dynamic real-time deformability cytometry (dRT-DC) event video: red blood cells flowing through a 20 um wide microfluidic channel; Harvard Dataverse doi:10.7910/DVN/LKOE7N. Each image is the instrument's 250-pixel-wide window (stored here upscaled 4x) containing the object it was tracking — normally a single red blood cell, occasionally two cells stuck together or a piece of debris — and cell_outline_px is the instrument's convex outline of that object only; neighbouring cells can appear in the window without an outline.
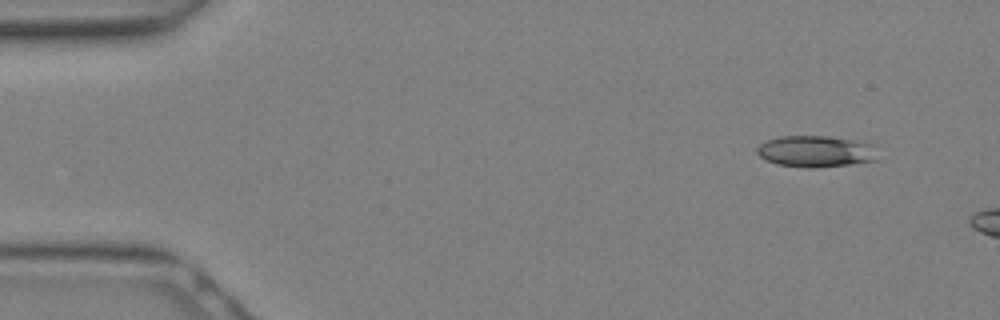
{"species": "Egyptian fruit bat (a non-hibernating species)", "species_latin": "Rousettus aegyptiacus", "temperature_condition": "warm", "stored_images_in_passage": 8, "camera_frame_rate_fps": 3000, "um_per_image_px": 0.085, "animal": {"sex": "female"}, "frame": {"image": 1, "passage_image": 3, "time_ms": 0.667, "image_size_px": [1000, 320], "cell_outline_px": [[876, 160], [848, 164], [816, 168], [804, 168], [776, 164], [764, 160], [756, 152], [756, 148], [760, 144], [768, 140], [780, 136], [828, 136], [852, 140], [872, 144]], "centroid_in_image_um": [69.26, 12.87], "position_along_channel_um": 15.7, "area_um2": 21.96}}